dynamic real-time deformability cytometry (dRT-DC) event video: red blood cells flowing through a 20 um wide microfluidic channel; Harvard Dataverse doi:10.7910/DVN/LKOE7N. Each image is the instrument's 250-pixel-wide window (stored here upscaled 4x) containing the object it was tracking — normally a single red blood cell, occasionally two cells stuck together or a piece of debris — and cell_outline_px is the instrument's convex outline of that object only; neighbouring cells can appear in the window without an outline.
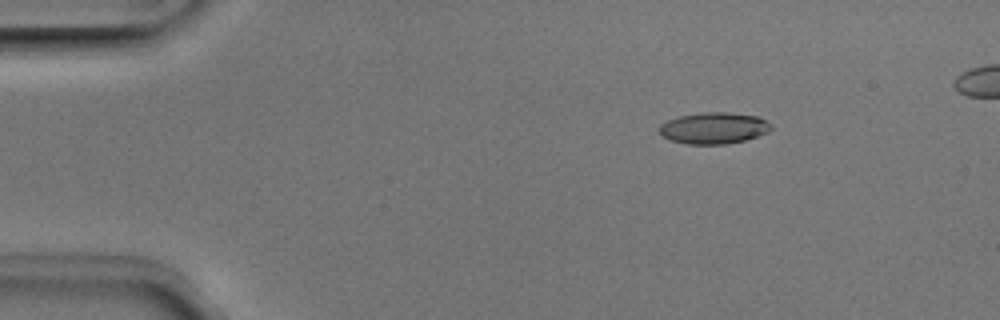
{"species": "Egyptian fruit bat (a non-hibernating species)", "species_latin": "Rousettus aegyptiacus", "temperature_condition": "room temperature", "stored_images_in_passage": 4, "camera_frame_rate_fps": 3000, "um_per_image_px": 0.085, "animal": {"sex": "male"}, "frame": {"image": 1, "passage_image": 2, "time_ms": 0.333, "image_size_px": [1000, 320], "cell_outline_px": [[772, 128], [768, 132], [744, 140], [728, 144], [688, 144], [672, 140], [664, 136], [660, 132], [660, 124], [668, 120], [680, 116], [704, 112], [724, 112], [756, 116], [768, 120], [772, 124]], "centroid_in_image_um": [60.71, 10.88], "position_along_channel_um": 24.3, "area_um2": 20.29}}